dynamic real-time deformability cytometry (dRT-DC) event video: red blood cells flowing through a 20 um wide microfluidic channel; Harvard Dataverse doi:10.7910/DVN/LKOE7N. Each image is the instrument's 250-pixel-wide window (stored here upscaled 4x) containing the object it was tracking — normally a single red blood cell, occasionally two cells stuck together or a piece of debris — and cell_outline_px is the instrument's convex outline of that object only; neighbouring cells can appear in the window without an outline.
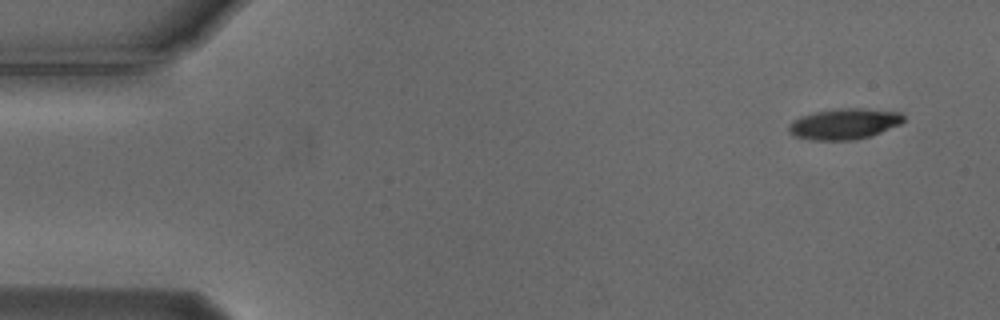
{"species": "Egyptian fruit bat (a non-hibernating species)", "species_latin": "Rousettus aegyptiacus", "temperature_condition": "cold", "stored_images_in_passage": 18, "camera_frame_rate_fps": 3000, "um_per_image_px": 0.085, "animal": {"sex": "male"}, "frame": {"image": 1, "passage_image": 1, "time_ms": 0.0, "image_size_px": [1000, 320], "cell_outline_px": [[904, 120], [900, 124], [872, 136], [856, 140], [812, 140], [796, 136], [788, 128], [792, 120], [800, 116], [816, 112], [840, 108], [864, 108], [900, 112], [904, 116]], "centroid_in_image_um": [71.8, 10.53], "position_along_channel_um": 13.2, "area_um2": 20.58}}
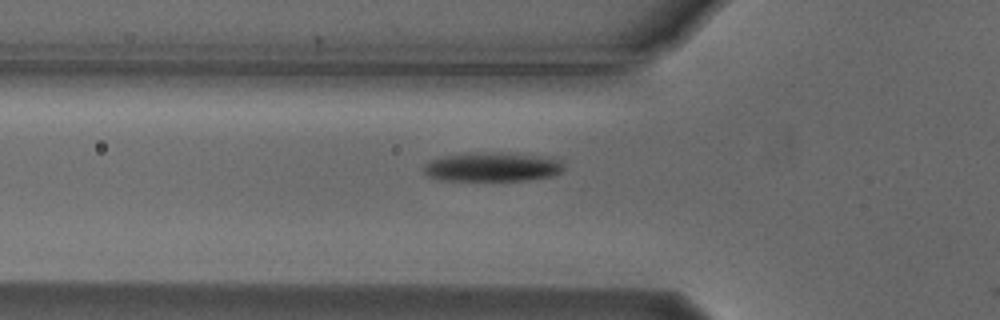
{"frame": {"image": 2, "passage_image": 16, "time_ms": 5.0, "image_size_px": [1000, 320], "cell_outline_px": [[564, 168], [560, 172], [552, 176], [528, 180], [436, 180], [428, 176], [424, 172], [424, 164], [432, 160], [444, 156], [536, 156], [560, 160]], "centroid_in_image_um": [41.83, 14.28], "position_along_channel_um": 84.0, "area_um2": 21.91}}